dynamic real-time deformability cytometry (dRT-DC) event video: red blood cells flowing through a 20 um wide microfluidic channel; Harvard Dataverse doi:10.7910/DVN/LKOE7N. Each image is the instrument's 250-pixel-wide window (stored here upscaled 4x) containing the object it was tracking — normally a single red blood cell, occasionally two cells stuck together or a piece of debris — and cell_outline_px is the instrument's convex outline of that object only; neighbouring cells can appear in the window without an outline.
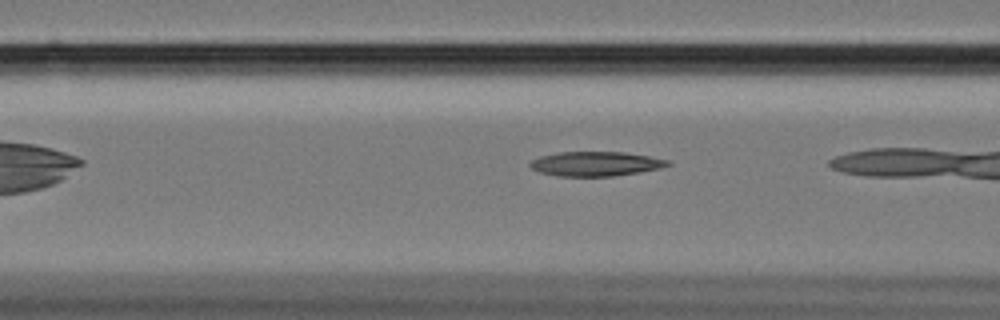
{"species": "Egyptian fruit bat (a non-hibernating species)", "species_latin": "Rousettus aegyptiacus", "temperature_condition": "cold", "stored_images_in_passage": 31, "camera_frame_rate_fps": 3000, "um_per_image_px": 0.085, "animal": {"sex": "female"}, "frame": {"image": 1, "passage_image": 18, "time_ms": 5.667, "image_size_px": [1000, 320], "cell_outline_px": [[672, 164], [660, 168], [612, 176], [556, 176], [540, 172], [532, 168], [528, 164], [532, 160], [540, 156], [556, 152], [624, 152], [672, 160]], "centroid_in_image_um": [50.63, 13.91], "position_along_channel_um": 116.0, "area_um2": 19.59}}
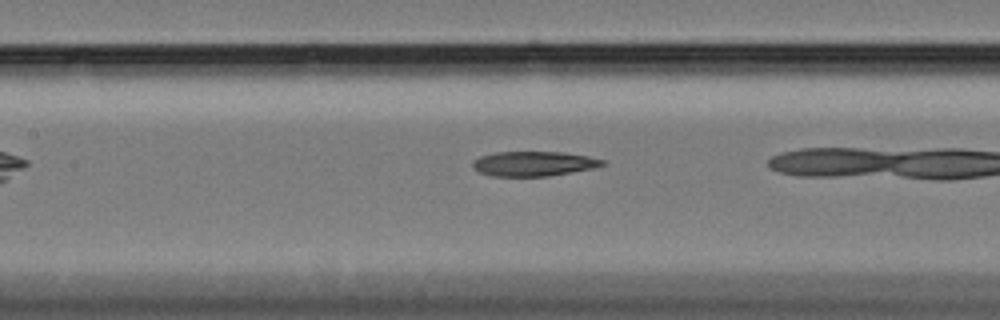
{"frame": {"image": 2, "passage_image": 22, "time_ms": 7.0, "image_size_px": [1000, 320], "cell_outline_px": [[608, 164], [592, 168], [548, 176], [492, 176], [480, 172], [472, 168], [472, 160], [480, 156], [492, 152], [564, 152], [588, 156], [604, 160]], "centroid_in_image_um": [45.33, 13.9], "position_along_channel_um": 162.1, "area_um2": 18.79}}